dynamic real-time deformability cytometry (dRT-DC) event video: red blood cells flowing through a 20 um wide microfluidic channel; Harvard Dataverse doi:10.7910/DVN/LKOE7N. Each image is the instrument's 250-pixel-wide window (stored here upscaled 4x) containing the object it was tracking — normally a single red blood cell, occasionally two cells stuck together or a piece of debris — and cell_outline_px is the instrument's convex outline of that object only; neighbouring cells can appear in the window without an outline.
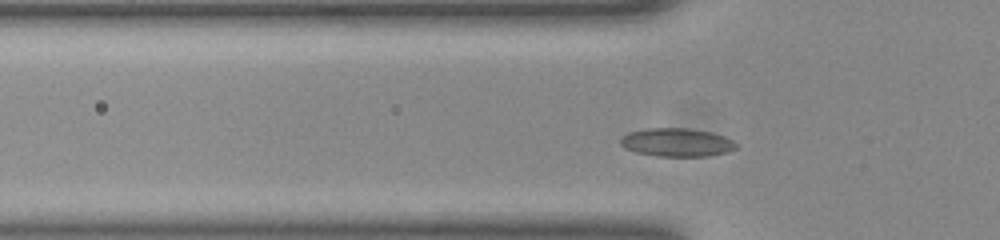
{"species": "common noctule bat (a hibernating species)", "species_latin": "Nyctalus noctula", "temperature_condition": "room temperature", "stored_images_in_passage": 44, "camera_frame_rate_fps": 3000, "um_per_image_px": 0.085, "animal": {"sex": "female", "body_mass_g": 23.0, "forearm_length_mm": 53.4}, "frame": {"image": 1, "passage_image": 8, "time_ms": 2.333, "image_size_px": [1000, 240], "cell_outline_px": [[740, 144], [736, 148], [728, 152], [708, 156], [656, 156], [636, 152], [624, 148], [620, 144], [620, 140], [628, 132], [648, 128], [688, 128], [712, 132], [724, 136]], "centroid_in_image_um": [57.55, 12.1], "position_along_channel_um": 68.2, "area_um2": 19.25}}
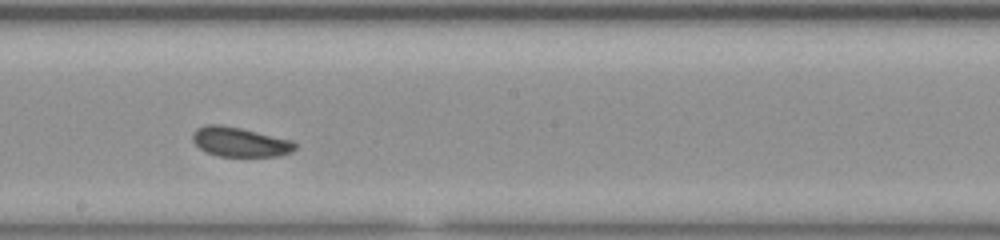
{"frame": {"image": 2, "passage_image": 20, "time_ms": 6.333, "image_size_px": [1000, 240], "cell_outline_px": [[296, 148], [292, 152], [280, 156], [216, 156], [200, 148], [192, 140], [192, 136], [196, 128], [204, 124], [220, 124], [240, 128], [292, 140], [296, 144]], "centroid_in_image_um": [20.39, 12.06], "position_along_channel_um": 227.8, "area_um2": 17.63}}
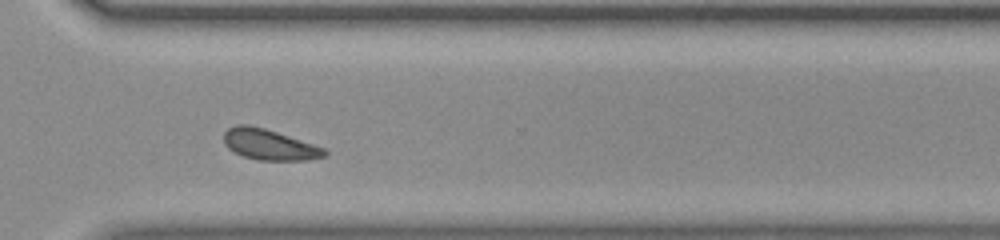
{"frame": {"image": 3, "passage_image": 29, "time_ms": 9.333, "image_size_px": [1000, 240], "cell_outline_px": [[328, 152], [324, 156], [308, 160], [260, 160], [244, 156], [228, 148], [224, 144], [224, 132], [228, 128], [236, 124], [248, 124], [264, 128], [324, 148]], "centroid_in_image_um": [22.86, 12.28], "position_along_channel_um": 347.7, "area_um2": 17.74}, "authors_computed_cell_mechanics": {"area_um2": 17.9469, "velocity_mm_per_s": 3.9842, "shape_relaxation_time_tau1_ms": 9.3291, "shape_relaxation_time_tau2_ms": 2.6154, "deformation_change_tau1": 0.1062, "deformation_change_tau2": 0.0637}}